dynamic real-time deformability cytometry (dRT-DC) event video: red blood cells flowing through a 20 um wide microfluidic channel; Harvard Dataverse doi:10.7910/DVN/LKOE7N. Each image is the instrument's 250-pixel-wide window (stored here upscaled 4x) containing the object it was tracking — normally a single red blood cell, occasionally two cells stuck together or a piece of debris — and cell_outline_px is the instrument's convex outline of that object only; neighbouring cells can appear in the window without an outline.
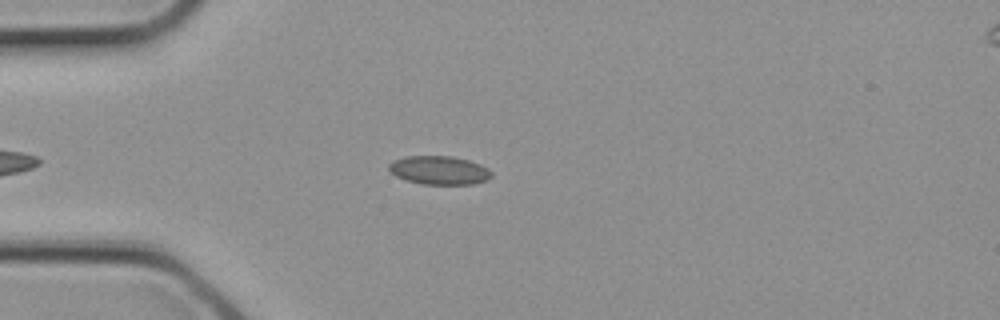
{"species": "common noctule bat (a hibernating species)", "species_latin": "Nyctalus noctula", "temperature_condition": "cold", "stored_images_in_passage": 5, "camera_frame_rate_fps": 3000, "um_per_image_px": 0.085, "animal": {"sex": "female", "body_mass_g": 21.9}, "frame": {"image": 1, "passage_image": 4, "time_ms": 1.0, "image_size_px": [1000, 320], "cell_outline_px": [[492, 176], [488, 180], [472, 184], [420, 184], [404, 180], [388, 172], [388, 164], [392, 160], [404, 156], [452, 156], [468, 160], [480, 164], [488, 168], [492, 172]], "centroid_in_image_um": [37.29, 14.47], "position_along_channel_um": 47.7, "area_um2": 17.4}}